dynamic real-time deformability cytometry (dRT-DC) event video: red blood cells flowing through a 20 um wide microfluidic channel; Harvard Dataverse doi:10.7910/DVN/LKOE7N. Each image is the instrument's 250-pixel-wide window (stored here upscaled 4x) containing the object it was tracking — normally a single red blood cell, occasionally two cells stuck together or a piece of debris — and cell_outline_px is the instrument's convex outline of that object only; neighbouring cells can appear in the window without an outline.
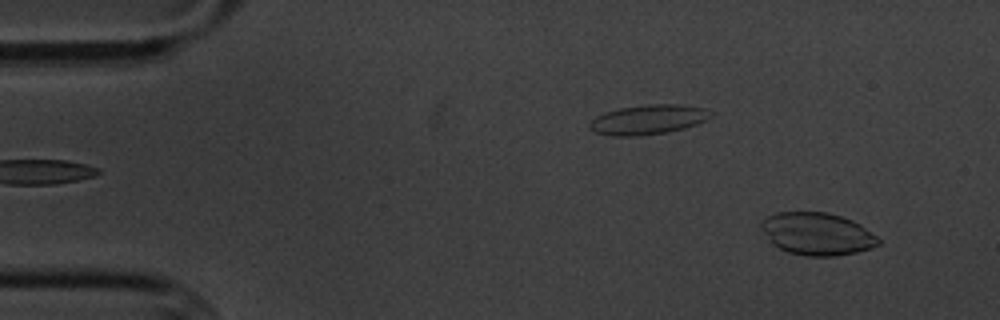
{"species": "common noctule bat (a hibernating species)", "species_latin": "Nyctalus noctula", "temperature_condition": "cold", "stored_images_in_passage": 5, "camera_frame_rate_fps": 3000, "um_per_image_px": 0.085, "animal": {"sex": "male", "body_mass_g": 20.1, "forearm_length_mm": 53.5}, "frame": {"image": 1, "passage_image": 1, "time_ms": 0.0, "image_size_px": [1000, 320], "cell_outline_px": [[880, 244], [872, 248], [856, 252], [836, 256], [808, 256], [788, 252], [780, 248], [764, 232], [760, 224], [768, 216], [776, 212], [828, 212], [852, 220], [860, 224], [876, 236], [880, 240]], "centroid_in_image_um": [69.51, 19.87], "position_along_channel_um": 15.5, "area_um2": 28.61}}